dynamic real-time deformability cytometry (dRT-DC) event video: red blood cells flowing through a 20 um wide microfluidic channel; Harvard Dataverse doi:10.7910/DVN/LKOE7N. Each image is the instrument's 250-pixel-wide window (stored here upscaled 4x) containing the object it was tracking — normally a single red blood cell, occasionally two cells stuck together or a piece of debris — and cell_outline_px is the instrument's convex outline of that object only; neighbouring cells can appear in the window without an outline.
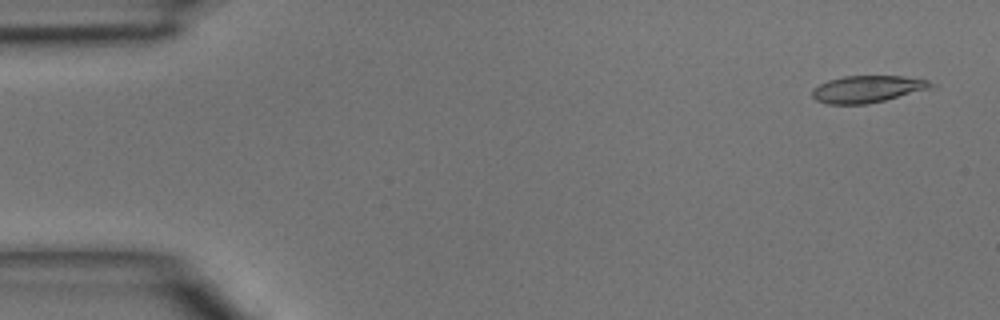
{"species": "common noctule bat (a hibernating species)", "species_latin": "Nyctalus noctula", "temperature_condition": "room temperature", "stored_images_in_passage": 7, "camera_frame_rate_fps": 3000, "um_per_image_px": 0.085, "animal": {"sex": "male", "body_mass_g": 15.6}, "frame": {"image": 1, "passage_image": 2, "time_ms": 0.333, "image_size_px": [1000, 320], "cell_outline_px": [[936, 88], [868, 104], [824, 104], [816, 100], [812, 96], [812, 88], [828, 80], [844, 76], [904, 76], [928, 80], [936, 84]], "centroid_in_image_um": [73.78, 7.57], "position_along_channel_um": 11.2, "area_um2": 19.02}}